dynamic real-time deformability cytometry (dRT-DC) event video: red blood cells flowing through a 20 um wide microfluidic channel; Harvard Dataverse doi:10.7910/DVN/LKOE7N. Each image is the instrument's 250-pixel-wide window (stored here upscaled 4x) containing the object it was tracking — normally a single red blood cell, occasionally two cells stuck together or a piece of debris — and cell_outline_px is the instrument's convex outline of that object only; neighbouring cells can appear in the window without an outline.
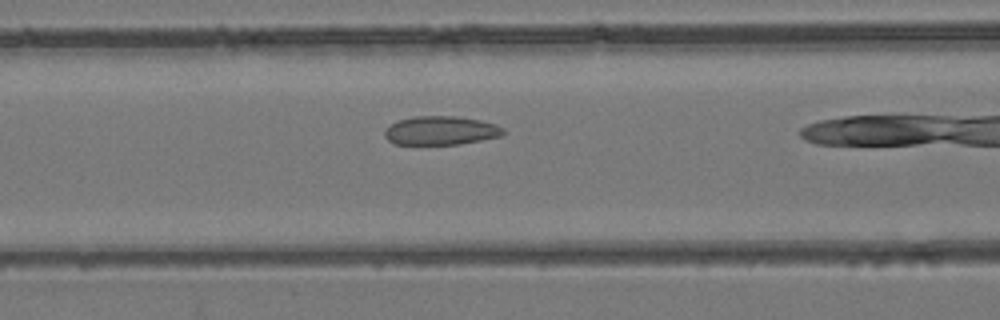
{"species": "common noctule bat (a hibernating species)", "species_latin": "Nyctalus noctula", "temperature_condition": "room temperature", "stored_images_in_passage": 8, "camera_frame_rate_fps": 3000, "um_per_image_px": 0.085, "animal": {"sex": "female", "body_mass_g": 24.6, "forearm_length_mm": 56.2}, "frame": {"image": 1, "passage_image": 7, "time_ms": 2.0, "image_size_px": [1000, 320], "cell_outline_px": [[508, 132], [500, 136], [460, 144], [396, 144], [388, 140], [384, 136], [384, 132], [392, 124], [400, 120], [412, 116], [456, 116], [480, 120], [496, 124], [504, 128]], "centroid_in_image_um": [37.51, 11.09], "position_along_channel_um": 129.1, "area_um2": 19.83}}